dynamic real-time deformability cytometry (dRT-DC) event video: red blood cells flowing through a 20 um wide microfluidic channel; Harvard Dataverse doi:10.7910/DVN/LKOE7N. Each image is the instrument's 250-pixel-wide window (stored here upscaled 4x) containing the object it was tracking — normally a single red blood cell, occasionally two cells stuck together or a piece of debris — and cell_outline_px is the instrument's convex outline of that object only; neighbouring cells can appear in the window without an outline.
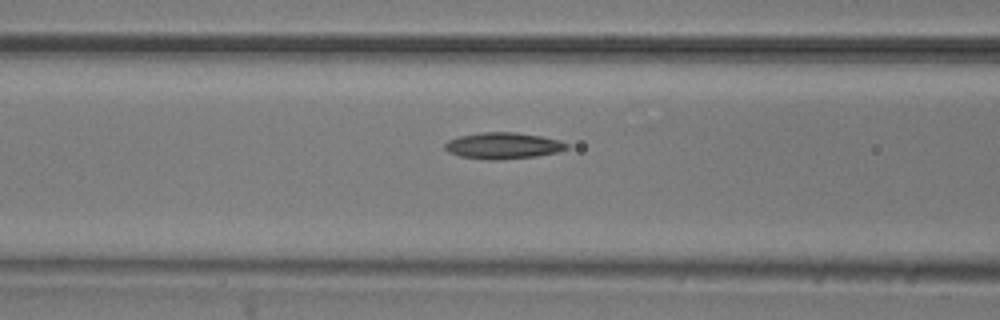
{"species": "common noctule bat (a hibernating species)", "species_latin": "Nyctalus noctula", "temperature_condition": "room temperature", "stored_images_in_passage": 6, "camera_frame_rate_fps": 3000, "um_per_image_px": 0.085, "animal": {"sex": "male", "body_mass_g": 20.5, "forearm_length_mm": 52.5}, "frame": {"image": 1, "passage_image": 5, "time_ms": 5.333, "image_size_px": [1000, 320], "cell_outline_px": [[568, 148], [556, 152], [536, 156], [496, 160], [488, 160], [460, 156], [448, 152], [444, 148], [444, 144], [448, 140], [460, 136], [480, 132], [516, 132], [540, 136], [560, 140], [568, 144]], "centroid_in_image_um": [42.74, 12.38], "position_along_channel_um": 123.9, "area_um2": 18.67}}